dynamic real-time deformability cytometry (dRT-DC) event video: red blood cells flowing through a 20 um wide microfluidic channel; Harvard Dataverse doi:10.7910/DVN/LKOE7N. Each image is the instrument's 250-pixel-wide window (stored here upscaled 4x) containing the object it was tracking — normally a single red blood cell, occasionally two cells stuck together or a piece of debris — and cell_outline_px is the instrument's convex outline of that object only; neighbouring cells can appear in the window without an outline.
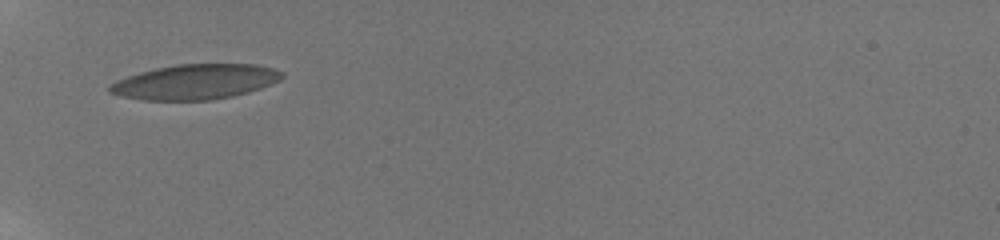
{"species": "human", "species_latin": "Homo sapiens", "temperature_condition": "room temperature", "stored_images_in_passage": 3, "camera_frame_rate_fps": 3000, "um_per_image_px": 0.085, "donor": {"sex": "male"}, "frame": {"image": 1, "passage_image": 1, "time_ms": 0.0, "image_size_px": [1000, 240], "cell_outline_px": [[284, 76], [280, 80], [260, 88], [248, 92], [232, 96], [212, 100], [144, 100], [120, 96], [108, 92], [108, 88], [116, 80], [140, 72], [156, 68], [176, 64], [252, 64], [272, 68], [284, 72]], "centroid_in_image_um": [16.59, 6.96], "position_along_channel_um": 68.4, "area_um2": 35.08}}